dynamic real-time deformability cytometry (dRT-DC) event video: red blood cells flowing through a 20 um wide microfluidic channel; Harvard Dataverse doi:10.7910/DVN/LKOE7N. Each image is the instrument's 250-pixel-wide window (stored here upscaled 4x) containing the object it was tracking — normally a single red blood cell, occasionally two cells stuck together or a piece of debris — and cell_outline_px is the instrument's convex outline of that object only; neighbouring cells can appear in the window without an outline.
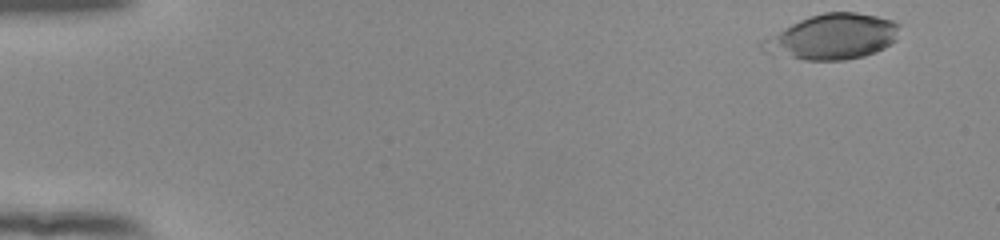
{"species": "human", "species_latin": "Homo sapiens", "temperature_condition": "room temperature", "stored_images_in_passage": 50, "camera_frame_rate_fps": 3000, "um_per_image_px": 0.085, "donor": {"sex": "female"}, "frame": {"image": 1, "passage_image": 1, "time_ms": 0.0, "image_size_px": [1000, 240], "cell_outline_px": [[900, 24], [896, 40], [884, 48], [876, 52], [864, 56], [844, 60], [804, 60], [772, 56], [764, 52], [756, 44], [760, 40], [800, 20], [824, 12], [856, 12], [876, 16], [892, 20]], "centroid_in_image_um": [70.7, 3.15], "position_along_channel_um": 14.3, "area_um2": 36.53}}
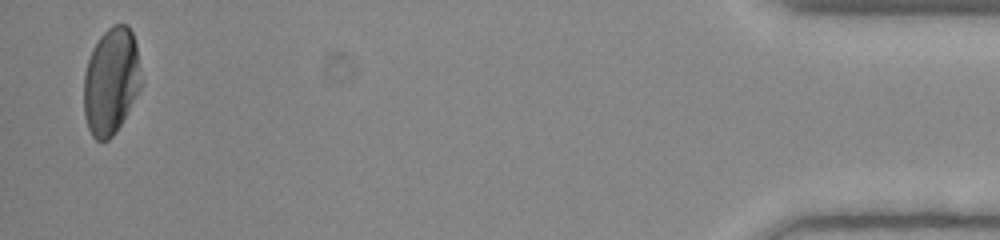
{"frame": {"image": 2, "passage_image": 50, "time_ms": 16.333, "image_size_px": [1000, 240], "cell_outline_px": [[144, 80], [140, 88], [116, 132], [108, 140], [96, 140], [92, 136], [88, 128], [84, 116], [84, 72], [92, 48], [100, 36], [112, 24], [128, 24], [132, 32], [136, 44]], "centroid_in_image_um": [9.45, 6.87], "position_along_channel_um": 425.7, "area_um2": 36.07}}